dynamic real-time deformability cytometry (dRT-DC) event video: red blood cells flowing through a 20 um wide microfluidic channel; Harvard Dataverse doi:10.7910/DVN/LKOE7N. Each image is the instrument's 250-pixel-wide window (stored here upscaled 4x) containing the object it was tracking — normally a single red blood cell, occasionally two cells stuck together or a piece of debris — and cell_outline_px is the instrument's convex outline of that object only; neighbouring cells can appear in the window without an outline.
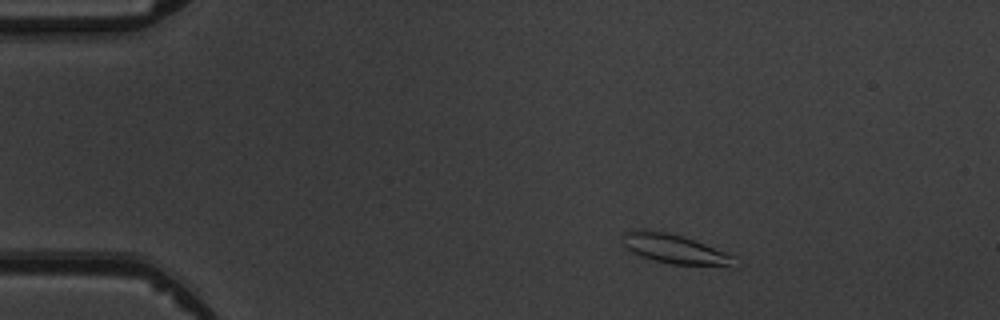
{"species": "common noctule bat (a hibernating species)", "species_latin": "Nyctalus noctula", "temperature_condition": "warm", "stored_images_in_passage": 4, "camera_frame_rate_fps": 3000, "um_per_image_px": 0.085, "animal": {"sex": "male", "body_mass_g": 19.5, "forearm_length_mm": 54.6}, "frame": {"image": 1, "passage_image": 2, "time_ms": 1.333, "image_size_px": [1000, 320], "cell_outline_px": [[736, 268], [732, 268], [672, 264], [652, 260], [640, 256], [624, 248], [620, 244], [624, 232], [640, 228], [664, 232], [680, 236], [704, 244], [736, 256]], "centroid_in_image_um": [57.36, 21.2], "position_along_channel_um": 27.6, "area_um2": 19.71}}